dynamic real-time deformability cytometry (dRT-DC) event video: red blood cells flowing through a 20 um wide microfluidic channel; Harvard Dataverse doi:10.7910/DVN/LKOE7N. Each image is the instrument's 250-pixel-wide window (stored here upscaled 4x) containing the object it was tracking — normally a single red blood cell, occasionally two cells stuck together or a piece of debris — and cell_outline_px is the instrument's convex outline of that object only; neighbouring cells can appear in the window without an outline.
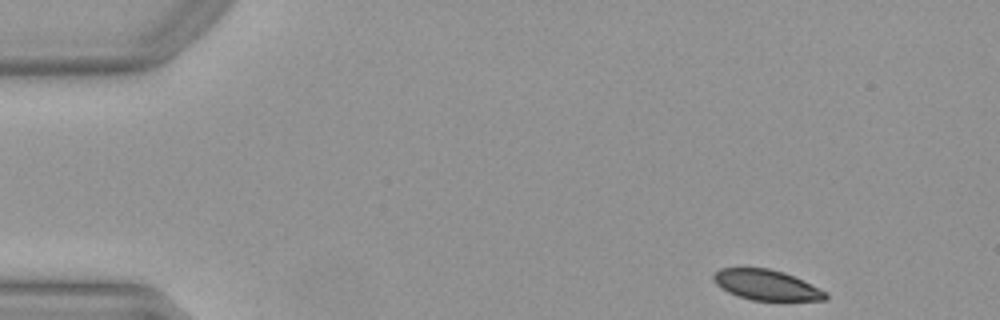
{"species": "Egyptian fruit bat (a non-hibernating species)", "species_latin": "Rousettus aegyptiacus", "temperature_condition": "warm", "stored_images_in_passage": 47, "camera_frame_rate_fps": 3000, "um_per_image_px": 0.085, "animal": {"sex": "female"}, "frame": {"image": 1, "passage_image": 1, "time_ms": 0.0, "image_size_px": [1000, 320], "cell_outline_px": [[828, 300], [752, 300], [736, 296], [720, 288], [712, 280], [712, 276], [720, 268], [768, 268], [784, 272], [828, 292]], "centroid_in_image_um": [65.13, 24.22], "position_along_channel_um": 19.9, "area_um2": 19.83}}
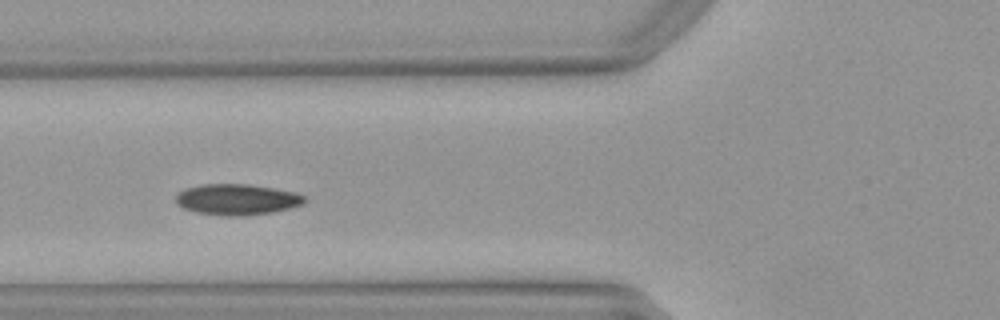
{"frame": {"image": 2, "passage_image": 15, "time_ms": 4.667, "image_size_px": [1000, 320], "cell_outline_px": [[308, 200], [304, 204], [292, 208], [272, 212], [244, 216], [220, 216], [196, 212], [184, 208], [176, 204], [176, 196], [184, 188], [200, 184], [248, 184], [276, 188], [296, 192], [304, 196]], "centroid_in_image_um": [20.17, 16.95], "position_along_channel_um": 105.6, "area_um2": 23.58}}
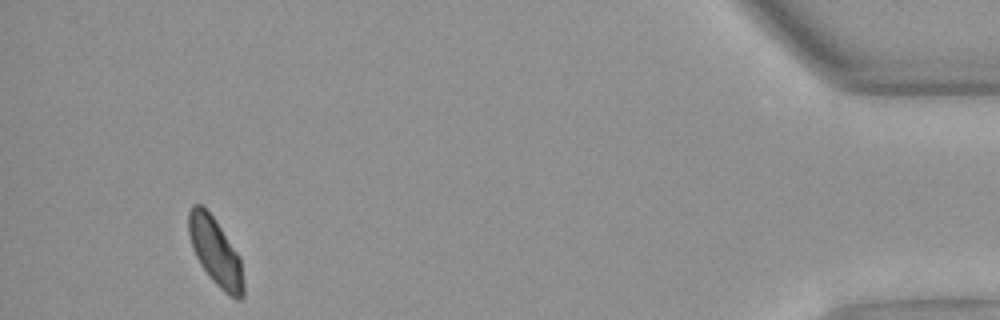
{"frame": {"image": 3, "passage_image": 44, "time_ms": 14.333, "image_size_px": [1000, 320], "cell_outline_px": [[244, 296], [240, 300], [236, 300], [228, 296], [212, 280], [200, 264], [192, 248], [188, 232], [188, 212], [192, 204], [200, 204], [212, 216], [240, 256], [244, 284]], "centroid_in_image_um": [18.32, 21.44], "position_along_channel_um": 416.9, "area_um2": 21.56}, "authors_computed_cell_mechanics": {"area_um2": 22.3108, "velocity_mm_per_s": 3.9493, "shape_relaxation_time_tau1_ms": 3.4505, "shape_relaxation_time_tau2_ms": 4.5287, "deformation_change_tau1": 0.1064, "deformation_change_tau2": 0.075}}